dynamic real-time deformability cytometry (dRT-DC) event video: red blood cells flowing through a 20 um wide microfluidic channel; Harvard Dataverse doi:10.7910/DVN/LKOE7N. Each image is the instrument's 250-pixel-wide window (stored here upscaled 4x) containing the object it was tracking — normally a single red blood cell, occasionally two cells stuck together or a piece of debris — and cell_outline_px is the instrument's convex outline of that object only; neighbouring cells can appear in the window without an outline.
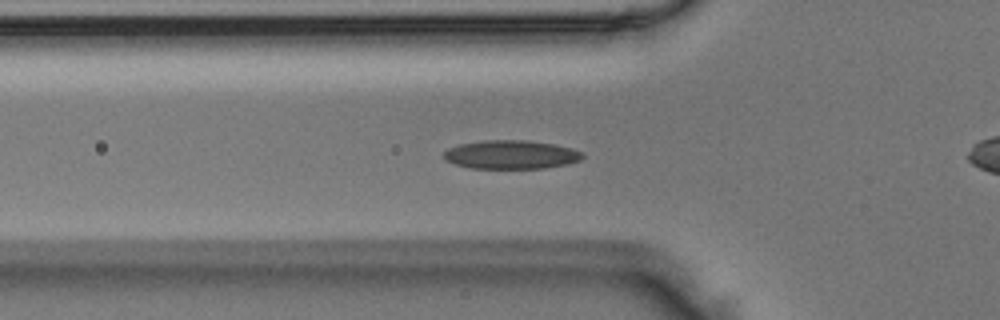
{"species": "Egyptian fruit bat (a non-hibernating species)", "species_latin": "Rousettus aegyptiacus", "temperature_condition": "room temperature", "stored_images_in_passage": 41, "camera_frame_rate_fps": 3000, "um_per_image_px": 0.085, "animal": {"sex": "male"}, "frame": {"image": 1, "passage_image": 12, "time_ms": 3.667, "image_size_px": [1000, 320], "cell_outline_px": [[584, 156], [580, 160], [568, 164], [544, 168], [472, 168], [456, 164], [444, 160], [444, 152], [448, 148], [460, 144], [484, 140], [528, 140], [552, 144], [572, 148], [580, 152]], "centroid_in_image_um": [43.43, 13.14], "position_along_channel_um": 82.4, "area_um2": 23.06}}
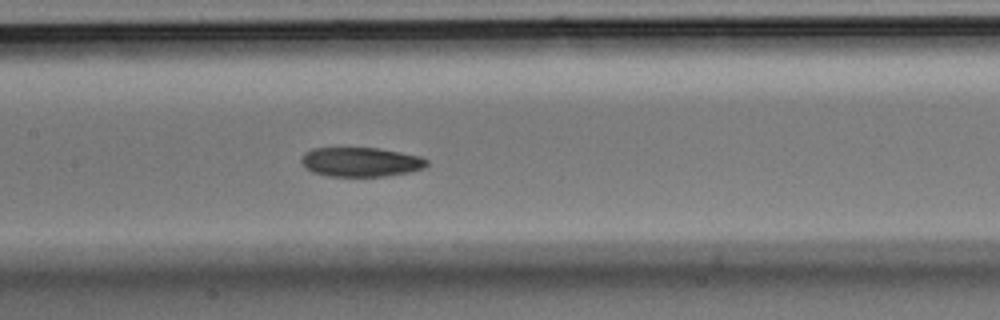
{"frame": {"image": 2, "passage_image": 19, "time_ms": 6.0, "image_size_px": [1000, 320], "cell_outline_px": [[428, 164], [424, 168], [408, 172], [384, 176], [328, 176], [312, 172], [304, 168], [300, 160], [304, 152], [312, 148], [380, 148], [420, 156], [428, 160]], "centroid_in_image_um": [30.63, 13.76], "position_along_channel_um": 176.8, "area_um2": 21.56}}
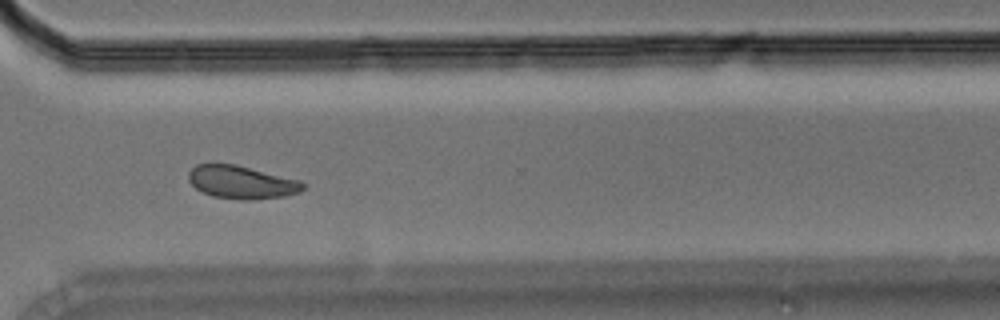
{"frame": {"image": 3, "passage_image": 32, "time_ms": 10.333, "image_size_px": [1000, 320], "cell_outline_px": [[304, 188], [300, 192], [284, 196], [248, 200], [244, 200], [212, 196], [196, 188], [188, 180], [188, 172], [196, 164], [236, 164], [300, 180], [304, 184]], "centroid_in_image_um": [20.53, 15.48], "position_along_channel_um": 350.1, "area_um2": 21.91}}